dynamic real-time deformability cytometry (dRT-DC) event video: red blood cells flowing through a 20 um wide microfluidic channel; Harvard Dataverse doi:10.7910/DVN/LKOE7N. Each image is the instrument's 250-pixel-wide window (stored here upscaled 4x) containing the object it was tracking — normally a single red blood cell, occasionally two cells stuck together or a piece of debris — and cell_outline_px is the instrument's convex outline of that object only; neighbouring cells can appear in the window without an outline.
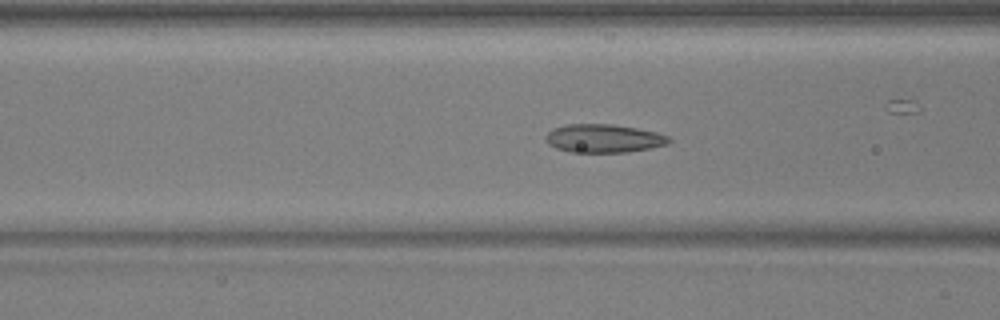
{"species": "common noctule bat (a hibernating species)", "species_latin": "Nyctalus noctula", "temperature_condition": "warm", "stored_images_in_passage": 35, "camera_frame_rate_fps": 3000, "um_per_image_px": 0.085, "animal": {"sex": "male", "body_mass_g": 17.9, "forearm_length_mm": 54.2}, "frame": {"image": 1, "passage_image": 7, "time_ms": 2.0, "image_size_px": [1000, 320], "cell_outline_px": [[672, 140], [668, 144], [652, 148], [628, 152], [572, 152], [556, 148], [548, 144], [544, 136], [552, 128], [564, 124], [612, 124], [636, 128], [656, 132], [668, 136]], "centroid_in_image_um": [51.3, 11.76], "position_along_channel_um": 115.3, "area_um2": 20.52}}
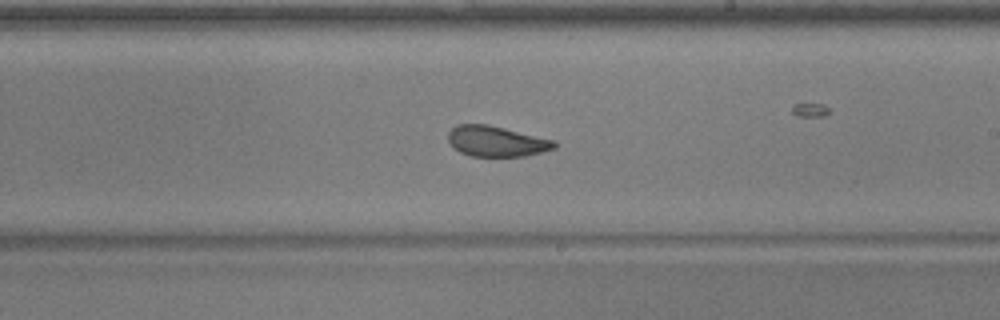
{"frame": {"image": 2, "passage_image": 17, "time_ms": 5.333, "image_size_px": [1000, 320], "cell_outline_px": [[556, 148], [524, 156], [472, 156], [460, 152], [448, 140], [448, 132], [456, 124], [488, 124], [556, 140]], "centroid_in_image_um": [42.21, 12.0], "position_along_channel_um": 246.8, "area_um2": 18.84}}
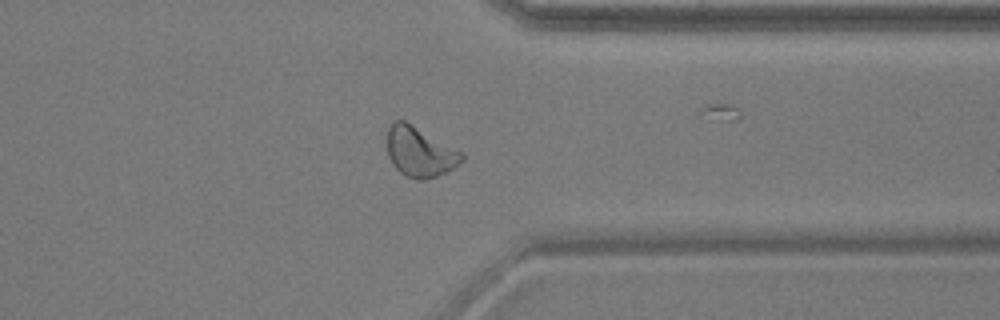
{"frame": {"image": 3, "passage_image": 27, "time_ms": 8.667, "image_size_px": [1000, 320], "cell_outline_px": [[464, 160], [452, 168], [436, 176], [424, 180], [416, 180], [400, 172], [392, 164], [388, 156], [388, 128], [392, 120], [404, 120], [460, 152], [464, 156]], "centroid_in_image_um": [35.64, 12.92], "position_along_channel_um": 375.8, "area_um2": 21.15}, "authors_computed_cell_mechanics": {"area_um2": 19.7676, "velocity_mm_per_s": 3.9442, "shape_relaxation_time_tau1_ms": 6.9697, "shape_relaxation_time_tau2_ms": 1.4106, "deformation_change_tau1": 0.1574, "deformation_change_tau2": 0.0754}}